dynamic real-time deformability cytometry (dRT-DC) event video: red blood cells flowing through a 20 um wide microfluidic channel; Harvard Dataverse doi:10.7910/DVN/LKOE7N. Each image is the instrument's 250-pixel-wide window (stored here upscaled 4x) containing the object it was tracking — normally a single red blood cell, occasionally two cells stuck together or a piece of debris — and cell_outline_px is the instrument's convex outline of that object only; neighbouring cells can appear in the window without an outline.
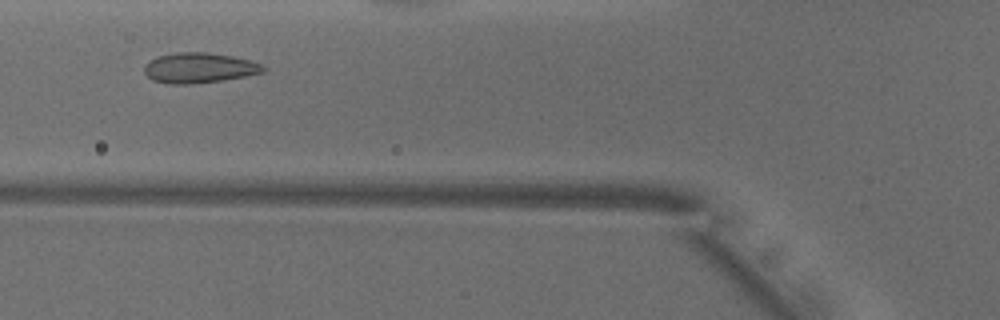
{"species": "common noctule bat (a hibernating species)", "species_latin": "Nyctalus noctula", "temperature_condition": "warm", "stored_images_in_passage": 24, "camera_frame_rate_fps": 3000, "um_per_image_px": 0.085, "animal": {"sex": "male", "body_mass_g": 18.8}, "frame": {"image": 1, "passage_image": 4, "time_ms": 1.0, "image_size_px": [1000, 320], "cell_outline_px": [[268, 68], [264, 72], [244, 76], [220, 80], [192, 84], [168, 84], [152, 80], [144, 72], [144, 64], [148, 60], [156, 56], [176, 52], [208, 52], [232, 56], [252, 60], [264, 64]], "centroid_in_image_um": [16.93, 5.75], "position_along_channel_um": 108.9, "area_um2": 21.27}}
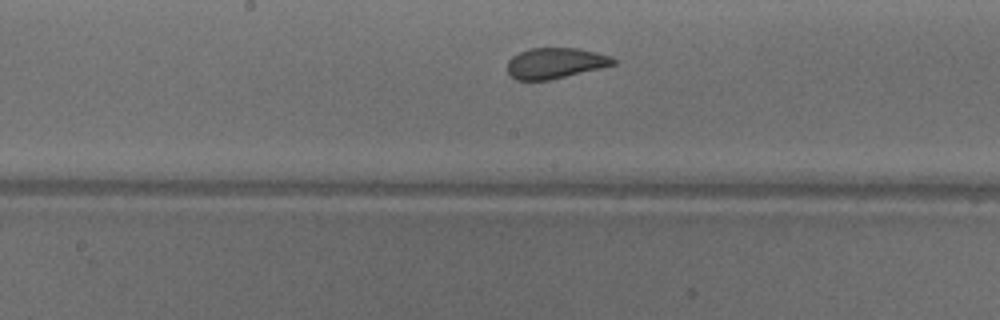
{"frame": {"image": 2, "passage_image": 11, "time_ms": 3.333, "image_size_px": [1000, 320], "cell_outline_px": [[616, 64], [600, 68], [548, 80], [516, 80], [508, 72], [508, 60], [512, 56], [528, 48], [580, 48], [596, 52], [608, 56], [616, 60]], "centroid_in_image_um": [47.18, 5.35], "position_along_channel_um": 201.0, "area_um2": 18.79}}
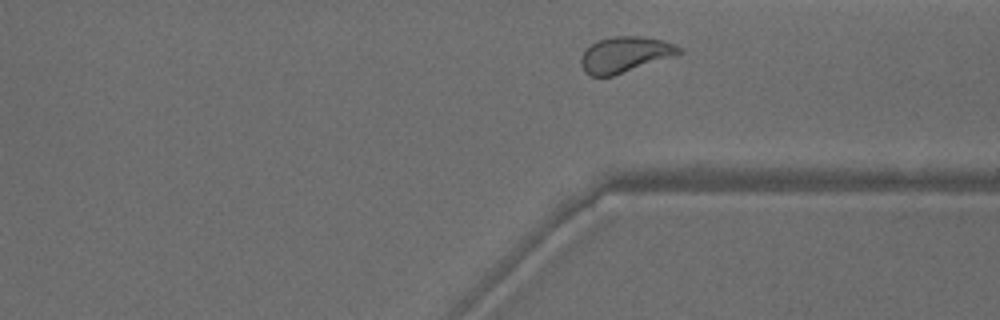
{"frame": {"image": 3, "passage_image": 23, "time_ms": 7.333, "image_size_px": [1000, 320], "cell_outline_px": [[684, 52], [680, 56], [612, 76], [592, 76], [584, 72], [580, 60], [584, 52], [592, 44], [600, 40], [612, 36], [640, 36], [664, 40], [680, 48]], "centroid_in_image_um": [53.2, 4.65], "position_along_channel_um": 358.2, "area_um2": 20.63}}